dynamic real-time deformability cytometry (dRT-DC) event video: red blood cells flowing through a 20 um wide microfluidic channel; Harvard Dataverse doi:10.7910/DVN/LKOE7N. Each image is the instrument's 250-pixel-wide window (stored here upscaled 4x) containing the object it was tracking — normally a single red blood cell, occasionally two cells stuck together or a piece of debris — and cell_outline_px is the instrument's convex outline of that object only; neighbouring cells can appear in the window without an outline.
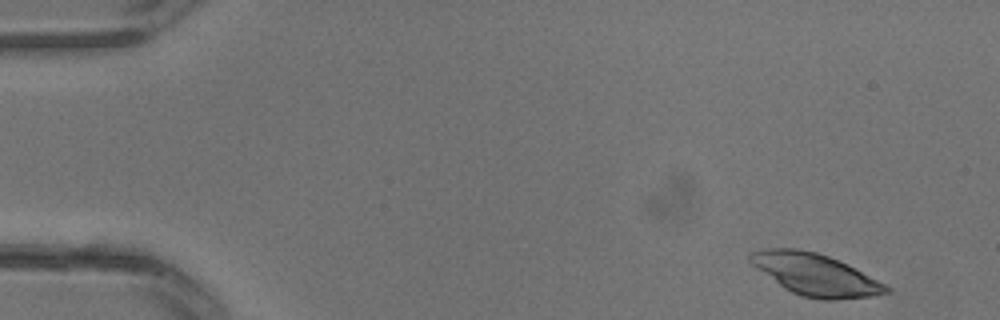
{"species": "common noctule bat (a hibernating species)", "species_latin": "Nyctalus noctula", "temperature_condition": "warm", "stored_images_in_passage": 22, "camera_frame_rate_fps": 3000, "um_per_image_px": 0.085, "animal": {"sex": "male", "body_mass_g": 13.3}, "frame": {"image": 1, "passage_image": 1, "time_ms": 0.0, "image_size_px": [1000, 320], "cell_outline_px": [[892, 288], [888, 292], [872, 296], [836, 300], [824, 300], [800, 296], [784, 288], [756, 268], [748, 260], [748, 256], [752, 252], [764, 248], [796, 248], [816, 252], [828, 256], [848, 264]], "centroid_in_image_um": [69.29, 23.34], "position_along_channel_um": 15.7, "area_um2": 33.0}}
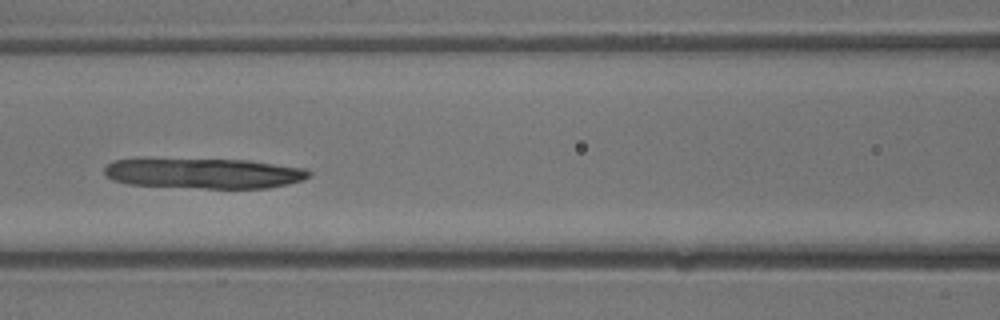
{"frame": {"image": 2, "passage_image": 13, "time_ms": 4.0, "image_size_px": [1000, 320], "cell_outline_px": [[312, 176], [288, 184], [268, 188], [204, 188], [128, 184], [112, 180], [104, 176], [104, 168], [112, 160], [140, 156], [148, 156], [248, 160], [304, 168], [312, 172]], "centroid_in_image_um": [17.19, 14.68], "position_along_channel_um": 149.4, "area_um2": 37.69}}
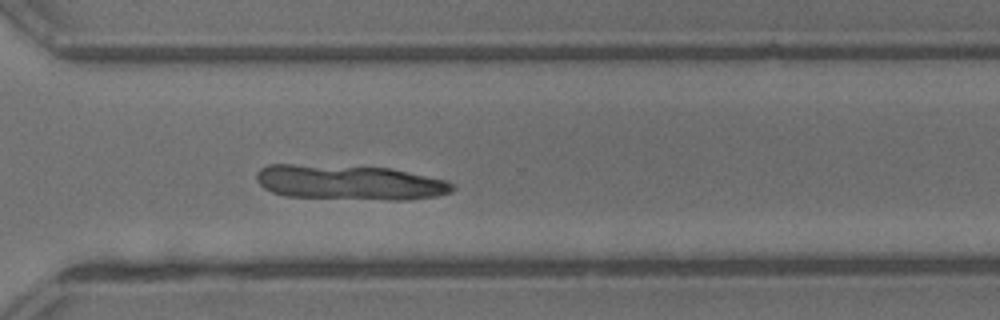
{"frame": {"image": 3, "passage_image": 22, "time_ms": 7.0, "image_size_px": [1000, 320], "cell_outline_px": [[456, 188], [452, 192], [436, 196], [404, 200], [392, 200], [284, 196], [272, 192], [264, 188], [256, 180], [256, 172], [260, 168], [268, 164], [296, 164], [392, 168], [448, 180], [456, 184]], "centroid_in_image_um": [29.74, 15.5], "position_along_channel_um": 340.9, "area_um2": 40.23}}